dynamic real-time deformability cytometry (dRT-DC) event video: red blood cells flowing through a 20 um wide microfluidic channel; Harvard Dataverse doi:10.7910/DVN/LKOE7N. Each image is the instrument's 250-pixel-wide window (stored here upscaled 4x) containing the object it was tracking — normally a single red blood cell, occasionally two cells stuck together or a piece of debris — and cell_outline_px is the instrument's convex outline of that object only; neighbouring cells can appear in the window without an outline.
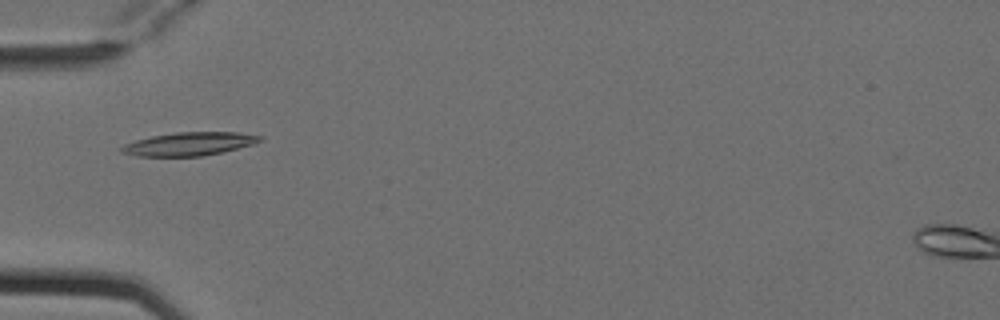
{"species": "Egyptian fruit bat (a non-hibernating species)", "species_latin": "Rousettus aegyptiacus", "temperature_condition": "cold", "stored_images_in_passage": 1, "camera_frame_rate_fps": 3000, "um_per_image_px": 0.085, "animal": {"sex": "female"}, "frame": {"image": 1, "passage_image": 1, "time_ms": 0.0, "image_size_px": [1000, 320], "cell_outline_px": [[264, 140], [252, 144], [220, 152], [200, 156], [136, 156], [120, 152], [120, 148], [124, 144], [136, 140], [152, 136], [176, 132], [236, 132], [264, 136]], "centroid_in_image_um": [16.07, 12.22], "position_along_channel_um": 68.9, "area_um2": 18.67}}